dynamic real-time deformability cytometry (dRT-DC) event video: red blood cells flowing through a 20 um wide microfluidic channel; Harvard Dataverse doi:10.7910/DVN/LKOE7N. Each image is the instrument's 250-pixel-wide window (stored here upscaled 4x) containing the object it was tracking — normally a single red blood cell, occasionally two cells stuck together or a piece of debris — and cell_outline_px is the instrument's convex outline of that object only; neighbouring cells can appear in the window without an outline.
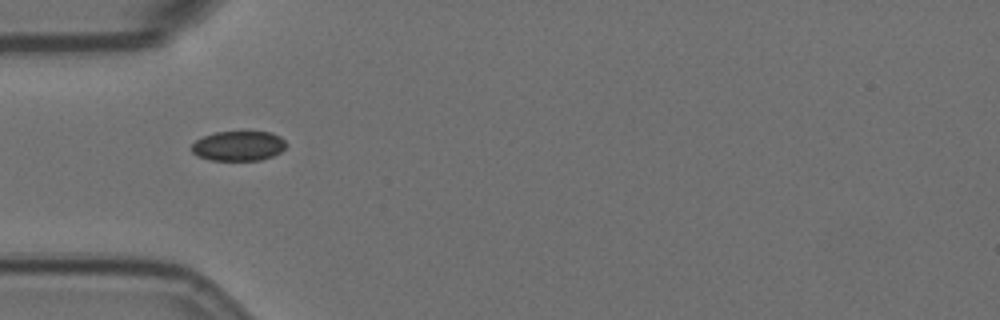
{"species": "Egyptian fruit bat (a non-hibernating species)", "species_latin": "Rousettus aegyptiacus", "temperature_condition": "room temperature", "stored_images_in_passage": 41, "camera_frame_rate_fps": 3000, "um_per_image_px": 0.085, "animal": {"sex": "female"}, "frame": {"image": 1, "passage_image": 1, "time_ms": 0.0, "image_size_px": [1000, 320], "cell_outline_px": [[288, 144], [280, 152], [272, 156], [260, 160], [212, 160], [196, 156], [192, 152], [192, 144], [196, 140], [204, 136], [216, 132], [272, 132], [280, 136]], "centroid_in_image_um": [20.28, 12.4], "position_along_channel_um": 64.7, "area_um2": 16.42}}
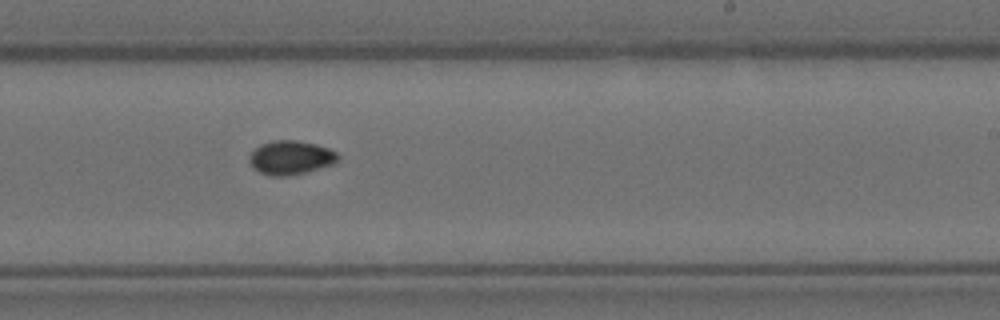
{"frame": {"image": 2, "passage_image": 18, "time_ms": 5.667, "image_size_px": [1000, 320], "cell_outline_px": [[340, 160], [332, 164], [304, 172], [288, 176], [272, 176], [260, 172], [252, 168], [248, 160], [248, 156], [260, 144], [272, 140], [296, 140], [316, 144], [328, 148], [336, 152], [340, 156]], "centroid_in_image_um": [24.69, 13.39], "position_along_channel_um": 264.3, "area_um2": 17.57}}
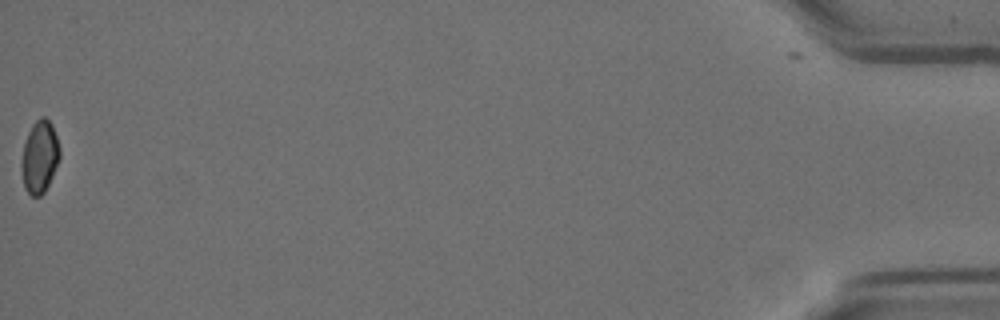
{"frame": {"image": 3, "passage_image": 41, "time_ms": 13.333, "image_size_px": [1000, 320], "cell_outline_px": [[60, 156], [52, 176], [44, 192], [40, 196], [32, 196], [24, 188], [20, 164], [24, 144], [28, 132], [32, 124], [40, 116], [44, 116], [52, 124], [60, 148]], "centroid_in_image_um": [3.35, 13.31], "position_along_channel_um": 431.8, "area_um2": 16.13}, "authors_computed_cell_mechanics": {"area_um2": 16.6464, "velocity_mm_per_s": 3.5093, "shape_relaxation_time_tau1_ms": null, "shape_relaxation_time_tau2_ms": 4.0638, "deformation_change_tau1": null, "deformation_change_tau2": 0.0489}}